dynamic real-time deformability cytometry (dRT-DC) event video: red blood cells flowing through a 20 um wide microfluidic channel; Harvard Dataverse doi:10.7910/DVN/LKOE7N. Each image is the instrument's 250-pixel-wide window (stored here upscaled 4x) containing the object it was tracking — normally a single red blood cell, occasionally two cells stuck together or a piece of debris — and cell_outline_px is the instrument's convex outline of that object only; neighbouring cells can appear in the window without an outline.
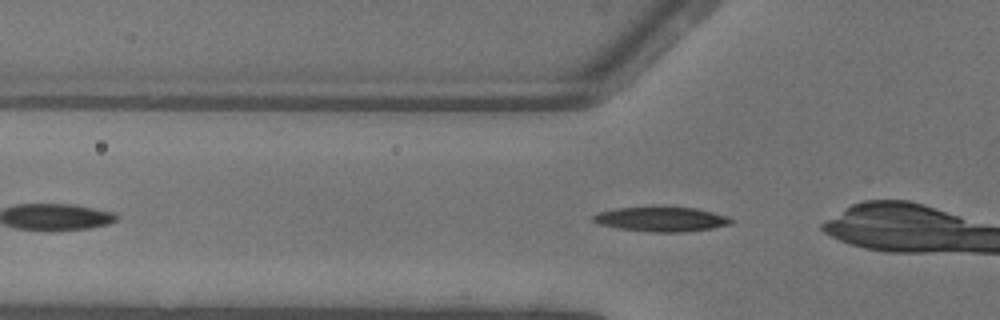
{"species": "common noctule bat (a hibernating species)", "species_latin": "Nyctalus noctula", "temperature_condition": "warm", "stored_images_in_passage": 13, "camera_frame_rate_fps": 3000, "um_per_image_px": 0.085, "animal": {"sex": "female"}, "frame": {"image": 1, "passage_image": 4, "time_ms": 1.0, "image_size_px": [1000, 320], "cell_outline_px": [[732, 224], [712, 228], [688, 232], [648, 232], [620, 228], [596, 224], [592, 220], [592, 216], [600, 212], [616, 208], [660, 204], [696, 208], [728, 216], [732, 220]], "centroid_in_image_um": [56.2, 18.59], "position_along_channel_um": 69.6, "area_um2": 20.69}}
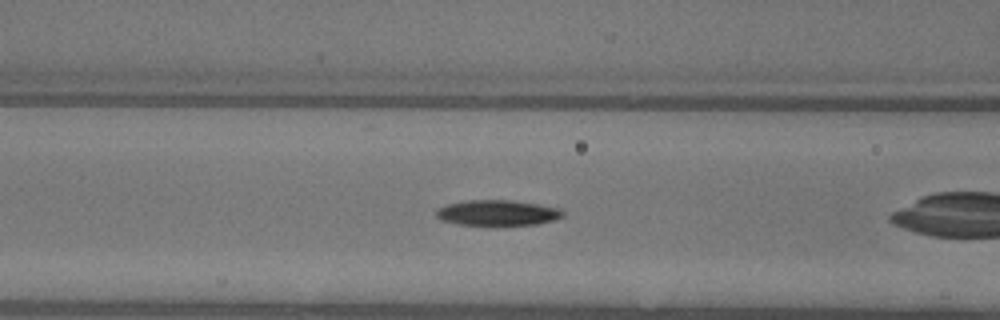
{"frame": {"image": 2, "passage_image": 8, "time_ms": 2.333, "image_size_px": [1000, 320], "cell_outline_px": [[564, 216], [552, 220], [536, 224], [496, 228], [460, 224], [440, 220], [436, 216], [436, 208], [448, 204], [468, 200], [512, 200], [560, 208], [564, 212]], "centroid_in_image_um": [42.27, 18.13], "position_along_channel_um": 124.3, "area_um2": 19.59}}
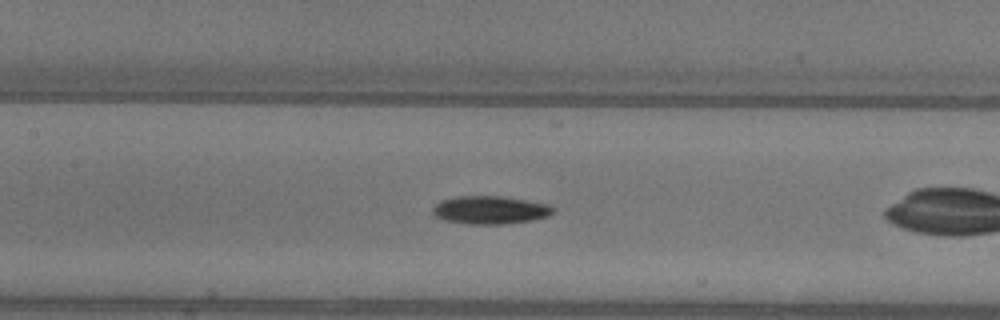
{"frame": {"image": 3, "passage_image": 11, "time_ms": 3.333, "image_size_px": [1000, 320], "cell_outline_px": [[556, 212], [548, 216], [532, 220], [504, 224], [464, 224], [444, 220], [436, 216], [432, 212], [432, 208], [440, 200], [456, 196], [500, 196], [548, 204], [556, 208]], "centroid_in_image_um": [41.66, 17.85], "position_along_channel_um": 165.7, "area_um2": 19.83}}